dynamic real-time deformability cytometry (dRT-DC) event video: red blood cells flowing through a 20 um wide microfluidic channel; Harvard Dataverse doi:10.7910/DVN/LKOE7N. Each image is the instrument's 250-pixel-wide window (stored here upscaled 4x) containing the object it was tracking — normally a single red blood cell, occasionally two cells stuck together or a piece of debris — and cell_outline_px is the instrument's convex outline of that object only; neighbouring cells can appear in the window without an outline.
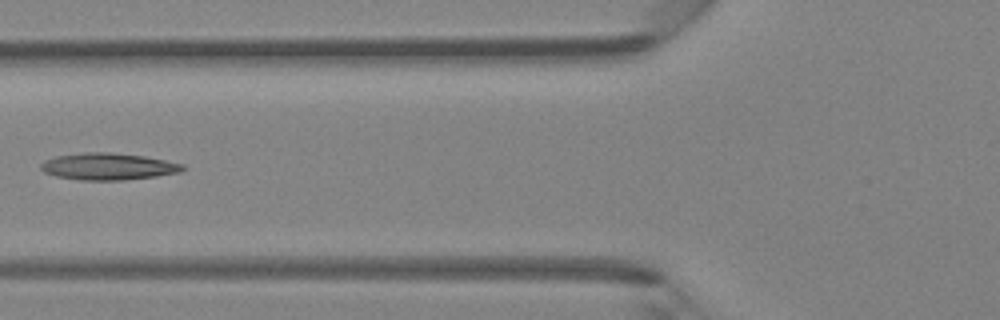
{"species": "Egyptian fruit bat (a non-hibernating species)", "species_latin": "Rousettus aegyptiacus", "temperature_condition": "room temperature", "stored_images_in_passage": 6, "camera_frame_rate_fps": 3000, "um_per_image_px": 0.085, "animal": {"sex": "female"}, "frame": {"image": 1, "passage_image": 5, "time_ms": 4.667, "image_size_px": [1000, 320], "cell_outline_px": [[184, 168], [180, 172], [156, 176], [124, 180], [80, 180], [56, 176], [44, 172], [40, 168], [40, 164], [44, 160], [56, 156], [88, 152], [108, 152], [144, 156], [184, 164]], "centroid_in_image_um": [9.17, 14.15], "position_along_channel_um": 116.6, "area_um2": 22.08}}
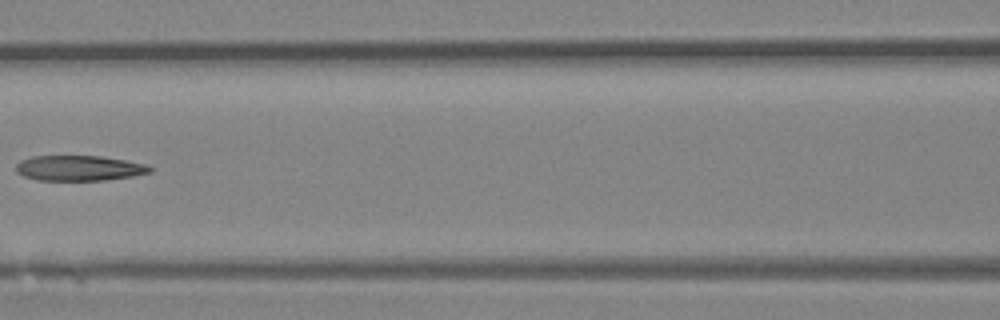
{"frame": {"image": 2, "passage_image": 6, "time_ms": 5.667, "image_size_px": [1000, 320], "cell_outline_px": [[152, 172], [132, 176], [104, 180], [36, 180], [24, 176], [16, 172], [16, 164], [20, 160], [32, 156], [100, 156], [148, 164], [152, 168]], "centroid_in_image_um": [6.72, 14.29], "position_along_channel_um": 159.9, "area_um2": 19.77}}